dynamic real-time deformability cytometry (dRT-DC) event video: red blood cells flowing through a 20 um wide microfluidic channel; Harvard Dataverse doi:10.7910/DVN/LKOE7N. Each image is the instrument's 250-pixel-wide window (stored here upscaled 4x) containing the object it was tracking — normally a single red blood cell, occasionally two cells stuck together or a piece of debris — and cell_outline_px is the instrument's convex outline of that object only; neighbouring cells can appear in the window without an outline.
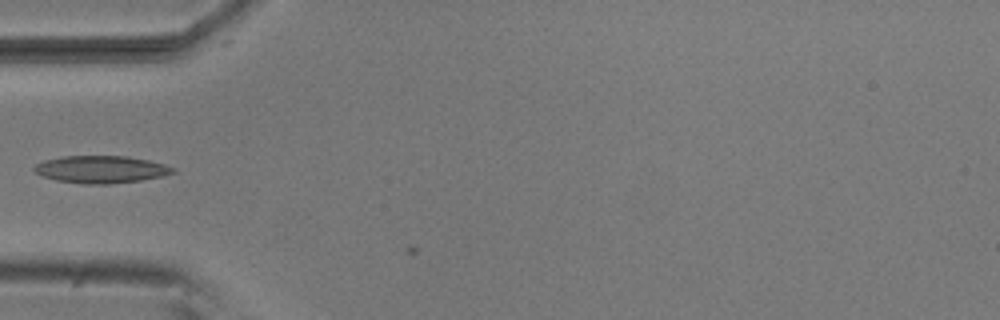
{"species": "common noctule bat (a hibernating species)", "species_latin": "Nyctalus noctula", "temperature_condition": "room temperature", "stored_images_in_passage": 4, "camera_frame_rate_fps": 3000, "um_per_image_px": 0.085, "animal": {"sex": "male", "body_mass_g": 20.5, "forearm_length_mm": 52.5}, "frame": {"image": 1, "passage_image": 3, "time_ms": 0.667, "image_size_px": [1000, 320], "cell_outline_px": [[176, 172], [160, 176], [140, 180], [108, 184], [84, 184], [56, 180], [44, 176], [36, 172], [32, 168], [36, 164], [44, 160], [64, 156], [128, 156], [148, 160], [164, 164], [176, 168]], "centroid_in_image_um": [8.59, 14.39], "position_along_channel_um": 76.4, "area_um2": 21.96}}